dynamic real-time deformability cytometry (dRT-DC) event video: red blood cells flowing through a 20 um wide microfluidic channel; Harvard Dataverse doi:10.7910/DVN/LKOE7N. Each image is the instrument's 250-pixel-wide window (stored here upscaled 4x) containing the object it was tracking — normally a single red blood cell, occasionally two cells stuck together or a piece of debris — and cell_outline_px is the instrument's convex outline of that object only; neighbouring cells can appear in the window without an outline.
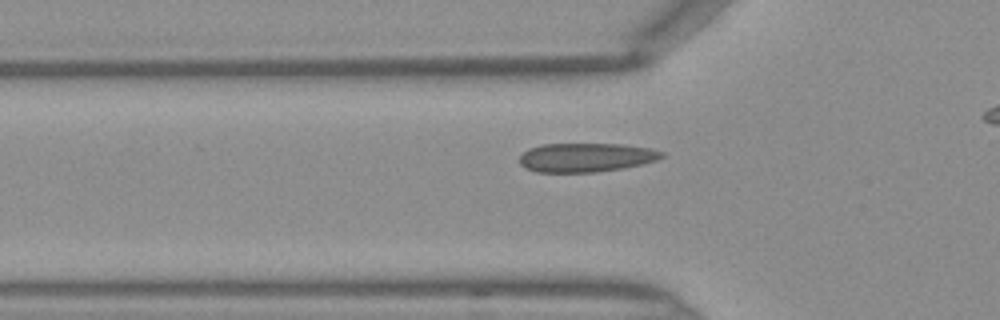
{"species": "Egyptian fruit bat (a non-hibernating species)", "species_latin": "Rousettus aegyptiacus", "temperature_condition": "warm", "stored_images_in_passage": 28, "camera_frame_rate_fps": 3000, "um_per_image_px": 0.085, "frame": {"image": 1, "passage_image": 3, "time_ms": 0.667, "image_size_px": [1000, 320], "cell_outline_px": [[664, 156], [656, 160], [644, 164], [624, 168], [596, 172], [536, 172], [524, 168], [520, 164], [520, 156], [528, 148], [540, 144], [620, 144], [652, 148], [664, 152]], "centroid_in_image_um": [49.81, 13.38], "position_along_channel_um": 76.0, "area_um2": 24.22}}
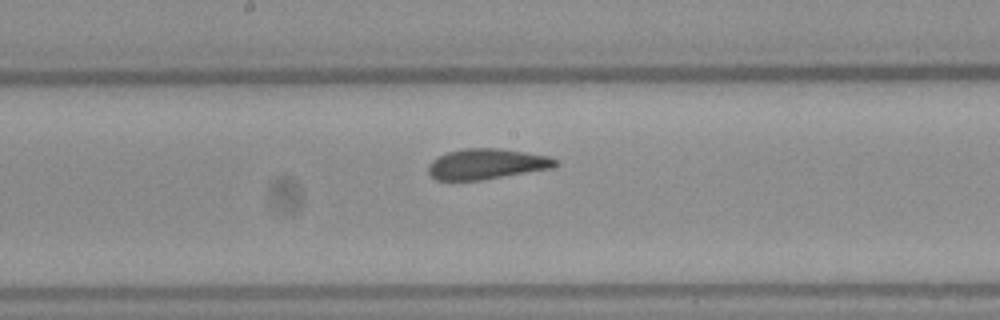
{"frame": {"image": 2, "passage_image": 12, "time_ms": 3.667, "image_size_px": [1000, 320], "cell_outline_px": [[560, 164], [552, 168], [480, 180], [436, 180], [428, 172], [428, 164], [432, 160], [448, 152], [464, 148], [496, 148], [524, 152], [548, 156], [560, 160]], "centroid_in_image_um": [41.38, 13.94], "position_along_channel_um": 206.8, "area_um2": 22.48}}
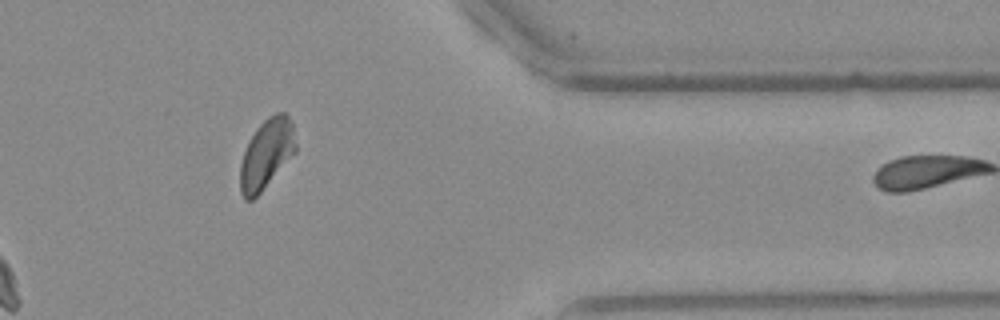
{"frame": {"image": 3, "passage_image": 26, "time_ms": 8.333, "image_size_px": [1000, 320], "cell_outline_px": [[296, 152], [260, 192], [252, 200], [244, 200], [240, 192], [240, 164], [248, 140], [256, 128], [268, 116], [276, 112], [284, 112], [288, 116], [292, 124], [296, 144]], "centroid_in_image_um": [22.64, 13.07], "position_along_channel_um": 388.8, "area_um2": 22.48}}